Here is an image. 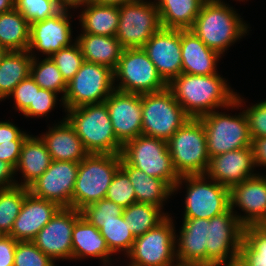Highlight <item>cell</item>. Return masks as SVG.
Instances as JSON below:
<instances>
[{"instance_id":"ba28073f","label":"cell","mask_w":266,"mask_h":266,"mask_svg":"<svg viewBox=\"0 0 266 266\" xmlns=\"http://www.w3.org/2000/svg\"><path fill=\"white\" fill-rule=\"evenodd\" d=\"M113 74L121 81L114 88L121 92L142 95L167 87L143 48H124Z\"/></svg>"},{"instance_id":"836d02e7","label":"cell","mask_w":266,"mask_h":266,"mask_svg":"<svg viewBox=\"0 0 266 266\" xmlns=\"http://www.w3.org/2000/svg\"><path fill=\"white\" fill-rule=\"evenodd\" d=\"M161 209L158 206L137 202L124 208V220L127 221L130 231L135 238L157 227L169 216L164 214V212L161 213Z\"/></svg>"},{"instance_id":"11a10c76","label":"cell","mask_w":266,"mask_h":266,"mask_svg":"<svg viewBox=\"0 0 266 266\" xmlns=\"http://www.w3.org/2000/svg\"><path fill=\"white\" fill-rule=\"evenodd\" d=\"M14 9V0H0V14Z\"/></svg>"},{"instance_id":"603a6c76","label":"cell","mask_w":266,"mask_h":266,"mask_svg":"<svg viewBox=\"0 0 266 266\" xmlns=\"http://www.w3.org/2000/svg\"><path fill=\"white\" fill-rule=\"evenodd\" d=\"M180 230L177 263L207 266L208 225L210 219L184 218Z\"/></svg>"},{"instance_id":"ac0fdd59","label":"cell","mask_w":266,"mask_h":266,"mask_svg":"<svg viewBox=\"0 0 266 266\" xmlns=\"http://www.w3.org/2000/svg\"><path fill=\"white\" fill-rule=\"evenodd\" d=\"M142 48L167 85L182 73L181 30L161 28Z\"/></svg>"},{"instance_id":"6f0895ef","label":"cell","mask_w":266,"mask_h":266,"mask_svg":"<svg viewBox=\"0 0 266 266\" xmlns=\"http://www.w3.org/2000/svg\"><path fill=\"white\" fill-rule=\"evenodd\" d=\"M8 50L0 45V64L2 62V59L7 54Z\"/></svg>"},{"instance_id":"44dd1931","label":"cell","mask_w":266,"mask_h":266,"mask_svg":"<svg viewBox=\"0 0 266 266\" xmlns=\"http://www.w3.org/2000/svg\"><path fill=\"white\" fill-rule=\"evenodd\" d=\"M68 10L61 9L57 14L30 25L28 51L38 49L48 57L71 45V27Z\"/></svg>"},{"instance_id":"277c9868","label":"cell","mask_w":266,"mask_h":266,"mask_svg":"<svg viewBox=\"0 0 266 266\" xmlns=\"http://www.w3.org/2000/svg\"><path fill=\"white\" fill-rule=\"evenodd\" d=\"M120 165L121 154L90 153L80 161L72 195V208L81 211L87 205L105 199Z\"/></svg>"},{"instance_id":"60d3db41","label":"cell","mask_w":266,"mask_h":266,"mask_svg":"<svg viewBox=\"0 0 266 266\" xmlns=\"http://www.w3.org/2000/svg\"><path fill=\"white\" fill-rule=\"evenodd\" d=\"M50 58L58 67L66 83L73 79L84 62L81 49L76 41L74 44L72 43L70 46L60 49Z\"/></svg>"},{"instance_id":"680465c9","label":"cell","mask_w":266,"mask_h":266,"mask_svg":"<svg viewBox=\"0 0 266 266\" xmlns=\"http://www.w3.org/2000/svg\"><path fill=\"white\" fill-rule=\"evenodd\" d=\"M174 266H194V265H187V264H180V263H177V264H175Z\"/></svg>"},{"instance_id":"db71d44e","label":"cell","mask_w":266,"mask_h":266,"mask_svg":"<svg viewBox=\"0 0 266 266\" xmlns=\"http://www.w3.org/2000/svg\"><path fill=\"white\" fill-rule=\"evenodd\" d=\"M138 0H90L92 3L101 4V5H111L120 7L125 4H130Z\"/></svg>"},{"instance_id":"b9f144b4","label":"cell","mask_w":266,"mask_h":266,"mask_svg":"<svg viewBox=\"0 0 266 266\" xmlns=\"http://www.w3.org/2000/svg\"><path fill=\"white\" fill-rule=\"evenodd\" d=\"M32 241H18L13 266H55Z\"/></svg>"},{"instance_id":"d590c367","label":"cell","mask_w":266,"mask_h":266,"mask_svg":"<svg viewBox=\"0 0 266 266\" xmlns=\"http://www.w3.org/2000/svg\"><path fill=\"white\" fill-rule=\"evenodd\" d=\"M239 255L250 266H266V225L244 227Z\"/></svg>"},{"instance_id":"9c48e42d","label":"cell","mask_w":266,"mask_h":266,"mask_svg":"<svg viewBox=\"0 0 266 266\" xmlns=\"http://www.w3.org/2000/svg\"><path fill=\"white\" fill-rule=\"evenodd\" d=\"M199 119L205 129L209 158L252 145L244 111L237 116L213 111Z\"/></svg>"},{"instance_id":"1f68e13d","label":"cell","mask_w":266,"mask_h":266,"mask_svg":"<svg viewBox=\"0 0 266 266\" xmlns=\"http://www.w3.org/2000/svg\"><path fill=\"white\" fill-rule=\"evenodd\" d=\"M32 58L28 50L7 52L0 64V100L30 76Z\"/></svg>"},{"instance_id":"9a60e30c","label":"cell","mask_w":266,"mask_h":266,"mask_svg":"<svg viewBox=\"0 0 266 266\" xmlns=\"http://www.w3.org/2000/svg\"><path fill=\"white\" fill-rule=\"evenodd\" d=\"M81 211L61 207L32 242L52 260L72 259V232Z\"/></svg>"},{"instance_id":"bcb514c9","label":"cell","mask_w":266,"mask_h":266,"mask_svg":"<svg viewBox=\"0 0 266 266\" xmlns=\"http://www.w3.org/2000/svg\"><path fill=\"white\" fill-rule=\"evenodd\" d=\"M9 96H13L15 108L23 113L30 105H34L35 80L30 75L22 80Z\"/></svg>"},{"instance_id":"f546056e","label":"cell","mask_w":266,"mask_h":266,"mask_svg":"<svg viewBox=\"0 0 266 266\" xmlns=\"http://www.w3.org/2000/svg\"><path fill=\"white\" fill-rule=\"evenodd\" d=\"M206 0H158L162 28L191 29Z\"/></svg>"},{"instance_id":"ee69618b","label":"cell","mask_w":266,"mask_h":266,"mask_svg":"<svg viewBox=\"0 0 266 266\" xmlns=\"http://www.w3.org/2000/svg\"><path fill=\"white\" fill-rule=\"evenodd\" d=\"M57 93L52 91L42 89L35 82V98L34 105H30L24 112V116L26 117H41L47 115L56 104Z\"/></svg>"},{"instance_id":"d6986e66","label":"cell","mask_w":266,"mask_h":266,"mask_svg":"<svg viewBox=\"0 0 266 266\" xmlns=\"http://www.w3.org/2000/svg\"><path fill=\"white\" fill-rule=\"evenodd\" d=\"M238 206L246 216L236 215L244 226L266 225V175H256L230 189V207Z\"/></svg>"},{"instance_id":"8d00e7d4","label":"cell","mask_w":266,"mask_h":266,"mask_svg":"<svg viewBox=\"0 0 266 266\" xmlns=\"http://www.w3.org/2000/svg\"><path fill=\"white\" fill-rule=\"evenodd\" d=\"M28 188L16 186L0 189V231L9 236L15 219L18 217Z\"/></svg>"},{"instance_id":"8992f818","label":"cell","mask_w":266,"mask_h":266,"mask_svg":"<svg viewBox=\"0 0 266 266\" xmlns=\"http://www.w3.org/2000/svg\"><path fill=\"white\" fill-rule=\"evenodd\" d=\"M121 157L147 175L165 181L172 189L179 180L167 141L141 134L122 147Z\"/></svg>"},{"instance_id":"30bf717a","label":"cell","mask_w":266,"mask_h":266,"mask_svg":"<svg viewBox=\"0 0 266 266\" xmlns=\"http://www.w3.org/2000/svg\"><path fill=\"white\" fill-rule=\"evenodd\" d=\"M205 176H181L176 183L173 192L177 191L182 182L188 183L184 218L211 219L230 208V189L214 180L205 182Z\"/></svg>"},{"instance_id":"d4e9b609","label":"cell","mask_w":266,"mask_h":266,"mask_svg":"<svg viewBox=\"0 0 266 266\" xmlns=\"http://www.w3.org/2000/svg\"><path fill=\"white\" fill-rule=\"evenodd\" d=\"M61 124L55 125L42 135L52 161H82L89 153L85 150L74 127L64 118Z\"/></svg>"},{"instance_id":"5bb4252c","label":"cell","mask_w":266,"mask_h":266,"mask_svg":"<svg viewBox=\"0 0 266 266\" xmlns=\"http://www.w3.org/2000/svg\"><path fill=\"white\" fill-rule=\"evenodd\" d=\"M243 238L244 226L231 207L212 217L208 225L207 266H231L238 258Z\"/></svg>"},{"instance_id":"4fadbf2b","label":"cell","mask_w":266,"mask_h":266,"mask_svg":"<svg viewBox=\"0 0 266 266\" xmlns=\"http://www.w3.org/2000/svg\"><path fill=\"white\" fill-rule=\"evenodd\" d=\"M162 28L154 2L138 0L119 7L116 38L123 48H142Z\"/></svg>"},{"instance_id":"8fae6325","label":"cell","mask_w":266,"mask_h":266,"mask_svg":"<svg viewBox=\"0 0 266 266\" xmlns=\"http://www.w3.org/2000/svg\"><path fill=\"white\" fill-rule=\"evenodd\" d=\"M113 70L84 61L73 79L67 83L62 100L65 110L86 104L103 103L115 90Z\"/></svg>"},{"instance_id":"2e32d148","label":"cell","mask_w":266,"mask_h":266,"mask_svg":"<svg viewBox=\"0 0 266 266\" xmlns=\"http://www.w3.org/2000/svg\"><path fill=\"white\" fill-rule=\"evenodd\" d=\"M78 166L79 162L52 161L47 170L28 187L29 192L60 207L72 208Z\"/></svg>"},{"instance_id":"91938a15","label":"cell","mask_w":266,"mask_h":266,"mask_svg":"<svg viewBox=\"0 0 266 266\" xmlns=\"http://www.w3.org/2000/svg\"><path fill=\"white\" fill-rule=\"evenodd\" d=\"M5 235L0 231V240L4 237Z\"/></svg>"},{"instance_id":"4dcf8cb0","label":"cell","mask_w":266,"mask_h":266,"mask_svg":"<svg viewBox=\"0 0 266 266\" xmlns=\"http://www.w3.org/2000/svg\"><path fill=\"white\" fill-rule=\"evenodd\" d=\"M87 6V7H86ZM80 14L83 33L116 36L119 24V7L89 2Z\"/></svg>"},{"instance_id":"4316f807","label":"cell","mask_w":266,"mask_h":266,"mask_svg":"<svg viewBox=\"0 0 266 266\" xmlns=\"http://www.w3.org/2000/svg\"><path fill=\"white\" fill-rule=\"evenodd\" d=\"M112 254L100 230L81 216L75 222L72 232V259L90 256L102 258L101 260L106 264Z\"/></svg>"},{"instance_id":"3957f363","label":"cell","mask_w":266,"mask_h":266,"mask_svg":"<svg viewBox=\"0 0 266 266\" xmlns=\"http://www.w3.org/2000/svg\"><path fill=\"white\" fill-rule=\"evenodd\" d=\"M66 119L74 127L85 150L96 154H121L106 104H86L67 109Z\"/></svg>"},{"instance_id":"c3c4849f","label":"cell","mask_w":266,"mask_h":266,"mask_svg":"<svg viewBox=\"0 0 266 266\" xmlns=\"http://www.w3.org/2000/svg\"><path fill=\"white\" fill-rule=\"evenodd\" d=\"M17 240L4 236L0 240V266H13Z\"/></svg>"},{"instance_id":"f907efd6","label":"cell","mask_w":266,"mask_h":266,"mask_svg":"<svg viewBox=\"0 0 266 266\" xmlns=\"http://www.w3.org/2000/svg\"><path fill=\"white\" fill-rule=\"evenodd\" d=\"M14 174L15 167L8 162L0 160V189L19 186V184L13 180Z\"/></svg>"},{"instance_id":"f5cc1de1","label":"cell","mask_w":266,"mask_h":266,"mask_svg":"<svg viewBox=\"0 0 266 266\" xmlns=\"http://www.w3.org/2000/svg\"><path fill=\"white\" fill-rule=\"evenodd\" d=\"M90 0H57V3L62 9H68L72 7L85 6Z\"/></svg>"},{"instance_id":"f35d334b","label":"cell","mask_w":266,"mask_h":266,"mask_svg":"<svg viewBox=\"0 0 266 266\" xmlns=\"http://www.w3.org/2000/svg\"><path fill=\"white\" fill-rule=\"evenodd\" d=\"M14 8L25 17L30 25L43 21L62 9L57 0H14Z\"/></svg>"},{"instance_id":"f6af8a7d","label":"cell","mask_w":266,"mask_h":266,"mask_svg":"<svg viewBox=\"0 0 266 266\" xmlns=\"http://www.w3.org/2000/svg\"><path fill=\"white\" fill-rule=\"evenodd\" d=\"M249 124L251 139L266 137V100L244 110Z\"/></svg>"},{"instance_id":"7c38bea8","label":"cell","mask_w":266,"mask_h":266,"mask_svg":"<svg viewBox=\"0 0 266 266\" xmlns=\"http://www.w3.org/2000/svg\"><path fill=\"white\" fill-rule=\"evenodd\" d=\"M176 235L171 217L157 227L135 238L128 266H174L176 257Z\"/></svg>"},{"instance_id":"ffe728a7","label":"cell","mask_w":266,"mask_h":266,"mask_svg":"<svg viewBox=\"0 0 266 266\" xmlns=\"http://www.w3.org/2000/svg\"><path fill=\"white\" fill-rule=\"evenodd\" d=\"M252 146L222 153L210 158L207 178L231 189L234 185L256 176Z\"/></svg>"},{"instance_id":"7dc6e473","label":"cell","mask_w":266,"mask_h":266,"mask_svg":"<svg viewBox=\"0 0 266 266\" xmlns=\"http://www.w3.org/2000/svg\"><path fill=\"white\" fill-rule=\"evenodd\" d=\"M25 140H13L0 144V160L8 162L14 167L17 166L20 152Z\"/></svg>"},{"instance_id":"7bdbcfd3","label":"cell","mask_w":266,"mask_h":266,"mask_svg":"<svg viewBox=\"0 0 266 266\" xmlns=\"http://www.w3.org/2000/svg\"><path fill=\"white\" fill-rule=\"evenodd\" d=\"M123 211L124 208L120 205L107 199H101L87 205L81 210V213L88 222H110L123 215Z\"/></svg>"},{"instance_id":"7402d4cb","label":"cell","mask_w":266,"mask_h":266,"mask_svg":"<svg viewBox=\"0 0 266 266\" xmlns=\"http://www.w3.org/2000/svg\"><path fill=\"white\" fill-rule=\"evenodd\" d=\"M60 208L57 203L35 197L29 192L9 236L17 241H32Z\"/></svg>"},{"instance_id":"cb8c5ba5","label":"cell","mask_w":266,"mask_h":266,"mask_svg":"<svg viewBox=\"0 0 266 266\" xmlns=\"http://www.w3.org/2000/svg\"><path fill=\"white\" fill-rule=\"evenodd\" d=\"M182 73L193 75L217 74V61L221 55L208 48L190 29L181 30Z\"/></svg>"},{"instance_id":"52a82bcc","label":"cell","mask_w":266,"mask_h":266,"mask_svg":"<svg viewBox=\"0 0 266 266\" xmlns=\"http://www.w3.org/2000/svg\"><path fill=\"white\" fill-rule=\"evenodd\" d=\"M190 117L166 87L142 94V134L168 141Z\"/></svg>"},{"instance_id":"f1b7e54d","label":"cell","mask_w":266,"mask_h":266,"mask_svg":"<svg viewBox=\"0 0 266 266\" xmlns=\"http://www.w3.org/2000/svg\"><path fill=\"white\" fill-rule=\"evenodd\" d=\"M120 167L129 176L137 203L151 204L162 208L163 201L174 193L165 181L149 176L144 171L129 165L122 157Z\"/></svg>"},{"instance_id":"74e56055","label":"cell","mask_w":266,"mask_h":266,"mask_svg":"<svg viewBox=\"0 0 266 266\" xmlns=\"http://www.w3.org/2000/svg\"><path fill=\"white\" fill-rule=\"evenodd\" d=\"M31 77L42 89L52 91L54 93L63 92L61 100H63L66 90L67 83L62 77L56 64L50 57H46L42 61L38 62L35 55H31Z\"/></svg>"},{"instance_id":"d6a6232c","label":"cell","mask_w":266,"mask_h":266,"mask_svg":"<svg viewBox=\"0 0 266 266\" xmlns=\"http://www.w3.org/2000/svg\"><path fill=\"white\" fill-rule=\"evenodd\" d=\"M30 24L15 8L0 14V45L8 51L28 50Z\"/></svg>"},{"instance_id":"ab89813d","label":"cell","mask_w":266,"mask_h":266,"mask_svg":"<svg viewBox=\"0 0 266 266\" xmlns=\"http://www.w3.org/2000/svg\"><path fill=\"white\" fill-rule=\"evenodd\" d=\"M105 199L112 201L123 208L136 203L134 187L128 174L119 167L115 172L111 184L108 187Z\"/></svg>"},{"instance_id":"e0dca14e","label":"cell","mask_w":266,"mask_h":266,"mask_svg":"<svg viewBox=\"0 0 266 266\" xmlns=\"http://www.w3.org/2000/svg\"><path fill=\"white\" fill-rule=\"evenodd\" d=\"M104 103L115 136L122 145L142 134V95L115 89Z\"/></svg>"},{"instance_id":"816d5d0a","label":"cell","mask_w":266,"mask_h":266,"mask_svg":"<svg viewBox=\"0 0 266 266\" xmlns=\"http://www.w3.org/2000/svg\"><path fill=\"white\" fill-rule=\"evenodd\" d=\"M252 149L255 166H266V137L252 140Z\"/></svg>"},{"instance_id":"7a4b0ae2","label":"cell","mask_w":266,"mask_h":266,"mask_svg":"<svg viewBox=\"0 0 266 266\" xmlns=\"http://www.w3.org/2000/svg\"><path fill=\"white\" fill-rule=\"evenodd\" d=\"M247 29L248 26L232 7L221 0H206L190 30L208 48L221 55L232 43L244 36Z\"/></svg>"},{"instance_id":"5b68a950","label":"cell","mask_w":266,"mask_h":266,"mask_svg":"<svg viewBox=\"0 0 266 266\" xmlns=\"http://www.w3.org/2000/svg\"><path fill=\"white\" fill-rule=\"evenodd\" d=\"M167 146L179 177L207 172L210 158L205 129L200 119L190 118L171 136Z\"/></svg>"},{"instance_id":"83f0119b","label":"cell","mask_w":266,"mask_h":266,"mask_svg":"<svg viewBox=\"0 0 266 266\" xmlns=\"http://www.w3.org/2000/svg\"><path fill=\"white\" fill-rule=\"evenodd\" d=\"M51 155L46 144L39 137L29 135L22 145L20 157L15 172L22 171L24 182L19 186L28 188L50 166Z\"/></svg>"},{"instance_id":"e575fe53","label":"cell","mask_w":266,"mask_h":266,"mask_svg":"<svg viewBox=\"0 0 266 266\" xmlns=\"http://www.w3.org/2000/svg\"><path fill=\"white\" fill-rule=\"evenodd\" d=\"M100 230L101 235L105 239L109 250L114 254L117 251H125L128 254L135 241L134 235L131 233L127 221L123 215L116 217V220L110 222H89Z\"/></svg>"},{"instance_id":"6da1fadb","label":"cell","mask_w":266,"mask_h":266,"mask_svg":"<svg viewBox=\"0 0 266 266\" xmlns=\"http://www.w3.org/2000/svg\"><path fill=\"white\" fill-rule=\"evenodd\" d=\"M220 75L181 73L167 87L190 118L199 119L219 107H238L242 99Z\"/></svg>"},{"instance_id":"484cf974","label":"cell","mask_w":266,"mask_h":266,"mask_svg":"<svg viewBox=\"0 0 266 266\" xmlns=\"http://www.w3.org/2000/svg\"><path fill=\"white\" fill-rule=\"evenodd\" d=\"M84 61L100 64L115 70L123 47L116 36H101L83 33L76 40Z\"/></svg>"},{"instance_id":"681fc988","label":"cell","mask_w":266,"mask_h":266,"mask_svg":"<svg viewBox=\"0 0 266 266\" xmlns=\"http://www.w3.org/2000/svg\"><path fill=\"white\" fill-rule=\"evenodd\" d=\"M29 135L21 132V130L13 125V123L0 122V144L13 140H26Z\"/></svg>"},{"instance_id":"9f6ffc18","label":"cell","mask_w":266,"mask_h":266,"mask_svg":"<svg viewBox=\"0 0 266 266\" xmlns=\"http://www.w3.org/2000/svg\"><path fill=\"white\" fill-rule=\"evenodd\" d=\"M231 266H250L240 255L238 258L232 263Z\"/></svg>"}]
</instances>
